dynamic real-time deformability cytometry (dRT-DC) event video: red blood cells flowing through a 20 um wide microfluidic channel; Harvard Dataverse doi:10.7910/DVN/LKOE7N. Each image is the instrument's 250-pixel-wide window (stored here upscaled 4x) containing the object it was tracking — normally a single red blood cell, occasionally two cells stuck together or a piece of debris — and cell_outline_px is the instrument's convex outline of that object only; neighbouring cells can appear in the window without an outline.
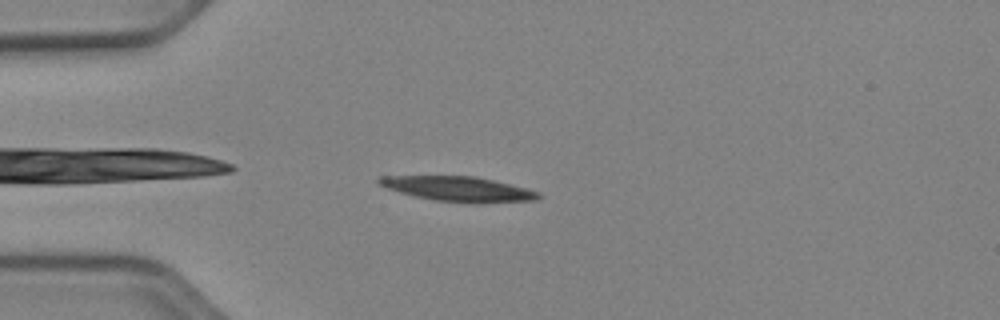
{"species": "Egyptian fruit bat (a non-hibernating species)", "species_latin": "Rousettus aegyptiacus", "temperature_condition": "cold", "stored_images_in_passage": 10, "camera_frame_rate_fps": 3000, "um_per_image_px": 0.085, "animal": {"sex": "female"}, "frame": {"image": 1, "passage_image": 3, "time_ms": 0.667, "image_size_px": [1000, 320], "cell_outline_px": [[544, 196], [536, 200], [476, 204], [436, 200], [416, 196], [400, 192], [388, 188], [380, 184], [376, 180], [380, 176], [476, 176], [540, 192]], "centroid_in_image_um": [39.02, 16.07], "position_along_channel_um": 46.0, "area_um2": 23.0}}
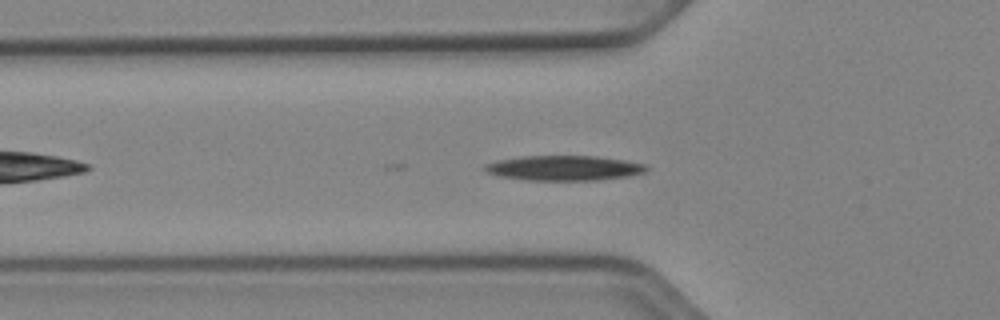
{"frame": {"image": 2, "passage_image": 7, "time_ms": 2.0, "image_size_px": [1000, 320], "cell_outline_px": [[648, 168], [644, 172], [628, 176], [596, 180], [528, 180], [500, 176], [488, 172], [484, 168], [484, 164], [496, 160], [520, 156], [596, 156], [624, 160], [644, 164]], "centroid_in_image_um": [47.92, 14.27], "position_along_channel_um": 77.9, "area_um2": 23.35}}
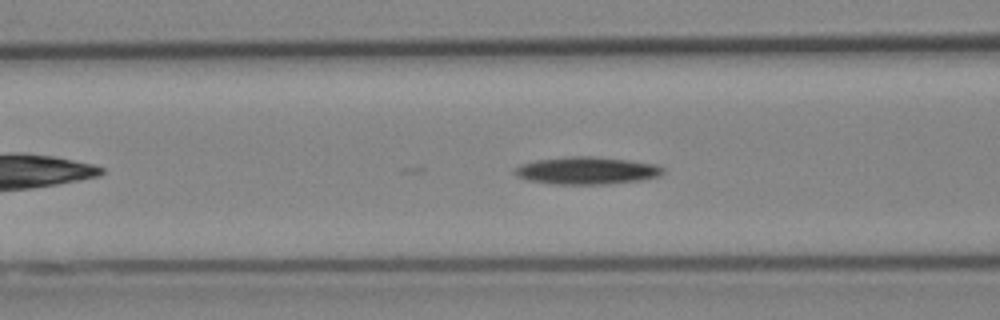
{"frame": {"image": 3, "passage_image": 10, "time_ms": 3.0, "image_size_px": [1000, 320], "cell_outline_px": [[664, 172], [660, 176], [640, 180], [608, 184], [552, 184], [528, 180], [516, 176], [512, 172], [520, 164], [536, 160], [572, 156], [588, 156], [628, 160], [652, 164], [664, 168]], "centroid_in_image_um": [49.84, 14.51], "position_along_channel_um": 116.8, "area_um2": 23.58}}